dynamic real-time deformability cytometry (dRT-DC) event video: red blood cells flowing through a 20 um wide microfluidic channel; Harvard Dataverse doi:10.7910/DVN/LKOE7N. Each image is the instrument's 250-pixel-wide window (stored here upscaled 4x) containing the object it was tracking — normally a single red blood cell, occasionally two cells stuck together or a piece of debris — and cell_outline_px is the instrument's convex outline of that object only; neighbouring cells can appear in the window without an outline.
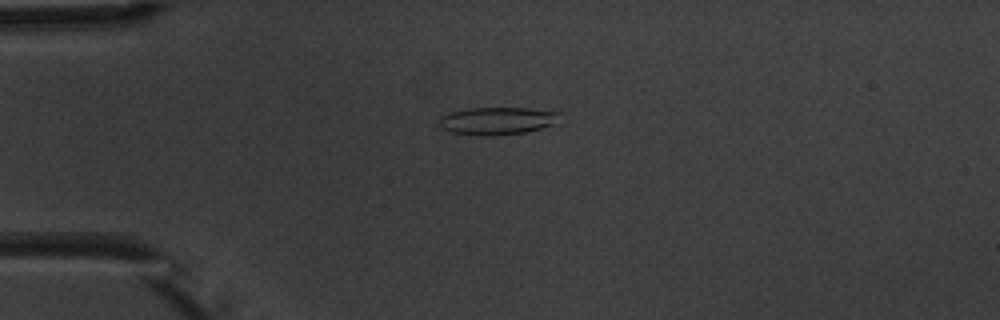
{"species": "common noctule bat (a hibernating species)", "species_latin": "Nyctalus noctula", "temperature_condition": "warm", "stored_images_in_passage": 10, "camera_frame_rate_fps": 3000, "um_per_image_px": 0.085, "animal": {"sex": "male", "body_mass_g": 20.1, "forearm_length_mm": 53.5}, "frame": {"image": 1, "passage_image": 4, "time_ms": 3.667, "image_size_px": [1000, 320], "cell_outline_px": [[560, 112], [552, 124], [540, 128], [524, 132], [496, 136], [480, 136], [452, 132], [440, 128], [440, 116], [448, 112], [468, 108], [528, 108]], "centroid_in_image_um": [42.17, 10.27], "position_along_channel_um": 42.8, "area_um2": 19.25}}
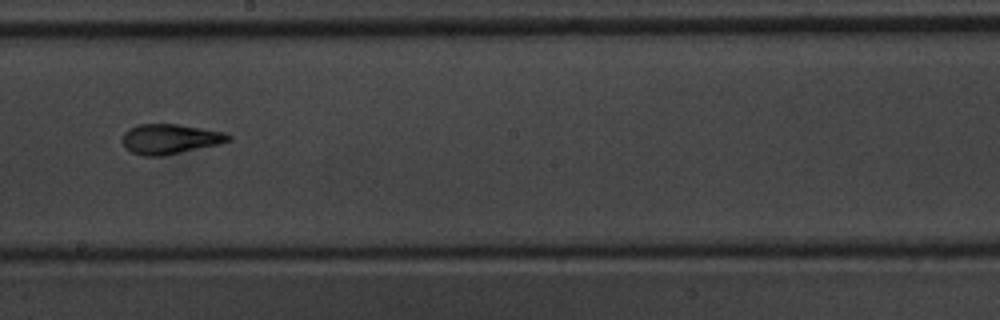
{"frame": {"image": 2, "passage_image": 9, "time_ms": 9.333, "image_size_px": [1000, 320], "cell_outline_px": [[232, 140], [220, 144], [164, 156], [144, 156], [132, 152], [124, 148], [124, 132], [128, 128], [136, 124], [176, 124], [224, 132], [232, 136]], "centroid_in_image_um": [14.46, 11.82], "position_along_channel_um": 233.7, "area_um2": 18.55}}
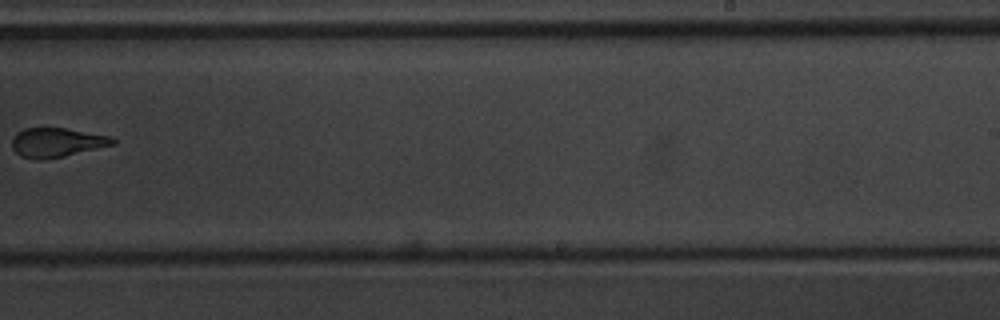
{"frame": {"image": 3, "passage_image": 10, "time_ms": 10.667, "image_size_px": [1000, 320], "cell_outline_px": [[116, 144], [64, 156], [40, 160], [36, 160], [20, 156], [12, 148], [12, 140], [16, 132], [24, 128], [64, 128], [112, 136], [116, 140]], "centroid_in_image_um": [4.82, 12.11], "position_along_channel_um": 284.2, "area_um2": 17.22}}